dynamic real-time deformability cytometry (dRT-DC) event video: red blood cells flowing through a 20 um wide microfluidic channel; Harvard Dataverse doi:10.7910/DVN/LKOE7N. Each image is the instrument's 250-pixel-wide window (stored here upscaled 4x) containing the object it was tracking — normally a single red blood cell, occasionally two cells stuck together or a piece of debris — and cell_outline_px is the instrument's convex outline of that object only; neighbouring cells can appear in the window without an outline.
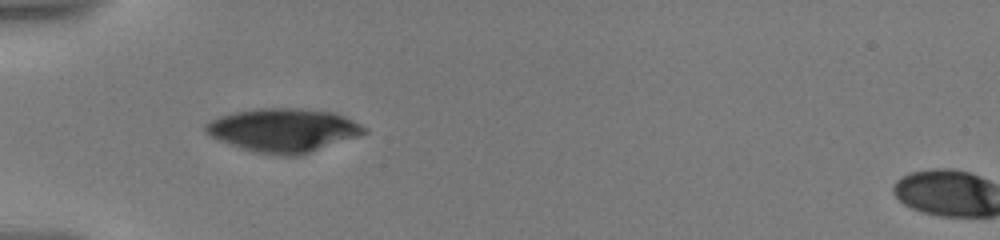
{"species": "human", "species_latin": "Homo sapiens", "temperature_condition": "warm", "stored_images_in_passage": 17, "camera_frame_rate_fps": 3000, "um_per_image_px": 0.085, "donor": {"sex": "male"}, "frame": {"image": 1, "passage_image": 1, "time_ms": 0.0, "image_size_px": [1000, 240], "cell_outline_px": [[368, 132], [300, 156], [276, 156], [256, 152], [220, 140], [212, 136], [204, 128], [204, 124], [220, 116], [236, 112], [256, 108], [304, 108], [332, 112], [344, 116], [368, 128]], "centroid_in_image_um": [24.13, 11.06], "position_along_channel_um": 60.9, "area_um2": 39.94}}
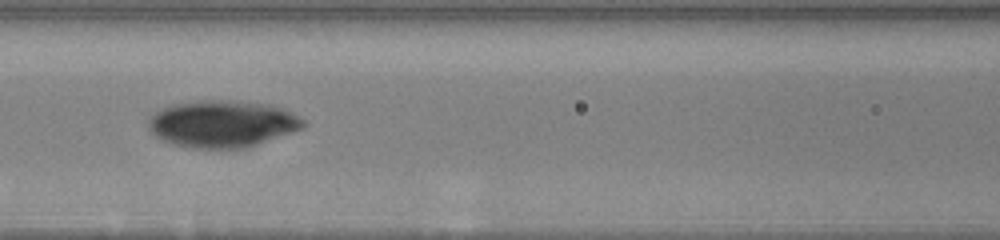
{"frame": {"image": 2, "passage_image": 8, "time_ms": 2.667, "image_size_px": [1000, 240], "cell_outline_px": [[304, 128], [244, 148], [192, 148], [172, 144], [156, 136], [148, 128], [148, 120], [156, 112], [172, 104], [196, 100], [240, 100], [272, 104], [284, 108], [292, 112], [304, 120]], "centroid_in_image_um": [18.91, 10.5], "position_along_channel_um": 147.7, "area_um2": 42.48}}
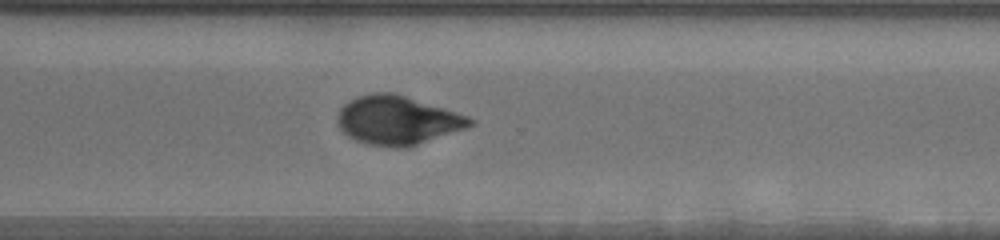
{"frame": {"image": 3, "passage_image": 17, "time_ms": 8.0, "image_size_px": [1000, 240], "cell_outline_px": [[476, 124], [408, 148], [392, 148], [364, 144], [348, 136], [340, 128], [336, 120], [336, 116], [340, 108], [348, 100], [356, 96], [372, 92], [392, 92], [456, 112], [468, 116], [476, 120]], "centroid_in_image_um": [33.75, 10.23], "position_along_channel_um": 336.9, "area_um2": 37.92}}